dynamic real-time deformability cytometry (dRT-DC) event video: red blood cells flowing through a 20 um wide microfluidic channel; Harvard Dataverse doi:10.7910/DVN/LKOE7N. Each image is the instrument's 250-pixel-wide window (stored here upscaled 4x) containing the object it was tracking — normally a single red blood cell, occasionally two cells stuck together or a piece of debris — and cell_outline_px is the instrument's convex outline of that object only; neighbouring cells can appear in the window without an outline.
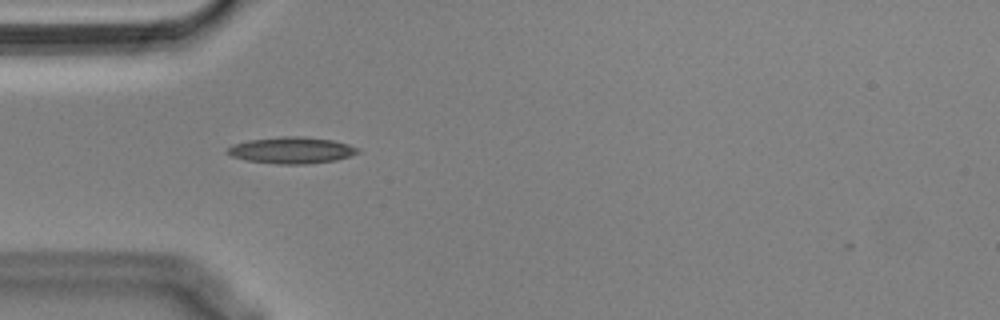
{"species": "Egyptian fruit bat (a non-hibernating species)", "species_latin": "Rousettus aegyptiacus", "temperature_condition": "cold", "stored_images_in_passage": 43, "camera_frame_rate_fps": 3000, "um_per_image_px": 0.085, "animal": {"sex": "male"}, "frame": {"image": 1, "passage_image": 4, "time_ms": 1.0, "image_size_px": [1000, 320], "cell_outline_px": [[360, 152], [352, 156], [336, 160], [308, 164], [276, 164], [244, 160], [232, 156], [224, 152], [228, 148], [236, 144], [248, 140], [284, 136], [300, 136], [332, 140], [348, 144], [360, 148]], "centroid_in_image_um": [24.81, 12.78], "position_along_channel_um": 60.2, "area_um2": 20.23}}
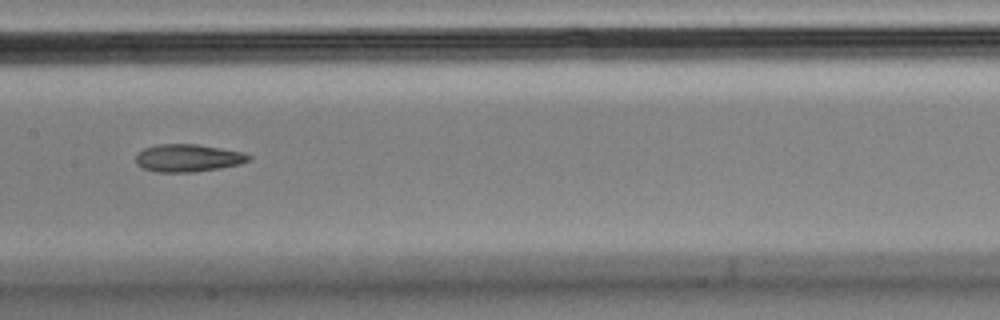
{"frame": {"image": 2, "passage_image": 15, "time_ms": 4.667, "image_size_px": [1000, 320], "cell_outline_px": [[252, 160], [240, 164], [220, 168], [192, 172], [156, 172], [144, 168], [136, 164], [136, 156], [144, 148], [156, 144], [196, 144], [244, 152], [252, 156]], "centroid_in_image_um": [16.01, 13.43], "position_along_channel_um": 191.4, "area_um2": 18.21}}
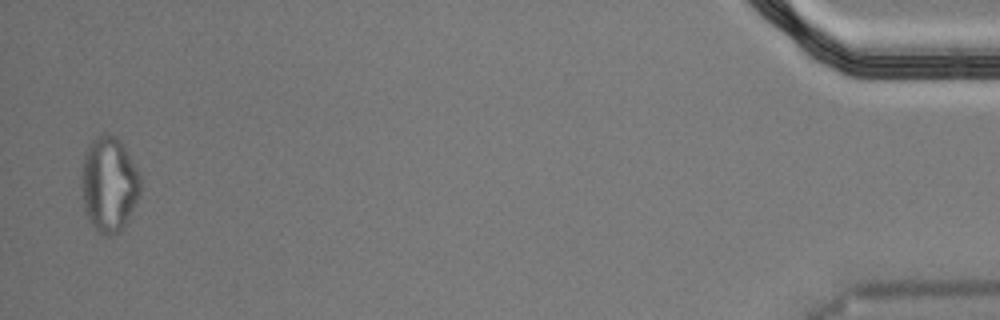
{"frame": {"image": 3, "passage_image": 42, "time_ms": 13.667, "image_size_px": [1000, 320], "cell_outline_px": [[140, 196], [124, 228], [108, 236], [104, 236], [96, 232], [84, 208], [80, 184], [80, 176], [84, 152], [92, 140], [96, 136], [104, 132], [116, 136], [120, 140], [140, 176]], "centroid_in_image_um": [9.24, 15.66], "position_along_channel_um": 426.0, "area_um2": 33.06}, "authors_computed_cell_mechanics": {"area_um2": 18.496, "velocity_mm_per_s": 3.6011, "shape_relaxation_time_tau1_ms": null, "shape_relaxation_time_tau2_ms": 4.4552, "deformation_change_tau1": null, "deformation_change_tau2": 0.1315}}